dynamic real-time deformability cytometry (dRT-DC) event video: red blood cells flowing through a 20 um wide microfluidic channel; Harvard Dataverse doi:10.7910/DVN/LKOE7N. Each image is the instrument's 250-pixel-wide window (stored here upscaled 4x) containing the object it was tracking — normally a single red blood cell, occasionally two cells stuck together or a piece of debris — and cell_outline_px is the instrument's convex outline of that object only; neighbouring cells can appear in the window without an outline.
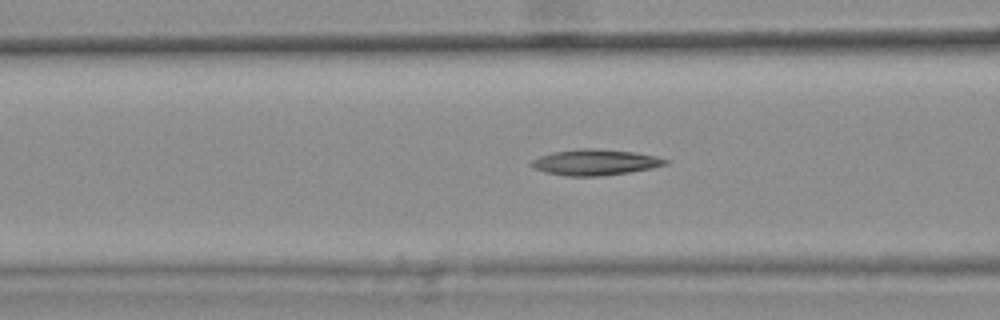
{"species": "common noctule bat (a hibernating species)", "species_latin": "Nyctalus noctula", "temperature_condition": "warm", "stored_images_in_passage": 47, "camera_frame_rate_fps": 3000, "um_per_image_px": 0.085, "animal": {"sex": "female", "body_mass_g": 25.1}, "frame": {"image": 1, "passage_image": 21, "time_ms": 6.667, "image_size_px": [1000, 320], "cell_outline_px": [[668, 164], [652, 168], [628, 172], [600, 176], [568, 176], [544, 172], [532, 168], [528, 164], [532, 160], [540, 156], [552, 152], [580, 148], [596, 148], [636, 152], [656, 156], [668, 160]], "centroid_in_image_um": [50.56, 13.79], "position_along_channel_um": 116.0, "area_um2": 20.35}, "authors_computed_cell_mechanics": {"area_um2": 19.4786, "velocity_mm_per_s": 3.7106, "shape_relaxation_time_tau1_ms": null, "shape_relaxation_time_tau2_ms": 7.2329, "deformation_change_tau1": null, "deformation_change_tau2": 0.1856}}